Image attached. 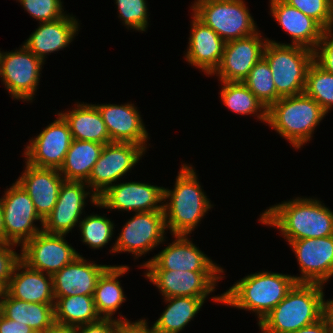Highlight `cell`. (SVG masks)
Here are the masks:
<instances>
[{"mask_svg": "<svg viewBox=\"0 0 333 333\" xmlns=\"http://www.w3.org/2000/svg\"><path fill=\"white\" fill-rule=\"evenodd\" d=\"M333 29L325 30L314 52V61L333 75Z\"/></svg>", "mask_w": 333, "mask_h": 333, "instance_id": "obj_40", "label": "cell"}, {"mask_svg": "<svg viewBox=\"0 0 333 333\" xmlns=\"http://www.w3.org/2000/svg\"><path fill=\"white\" fill-rule=\"evenodd\" d=\"M323 108L310 96L301 93L281 97L267 109V123L295 149L310 141L315 127L326 116Z\"/></svg>", "mask_w": 333, "mask_h": 333, "instance_id": "obj_5", "label": "cell"}, {"mask_svg": "<svg viewBox=\"0 0 333 333\" xmlns=\"http://www.w3.org/2000/svg\"><path fill=\"white\" fill-rule=\"evenodd\" d=\"M304 93L328 113L333 107V75L313 61L307 71Z\"/></svg>", "mask_w": 333, "mask_h": 333, "instance_id": "obj_35", "label": "cell"}, {"mask_svg": "<svg viewBox=\"0 0 333 333\" xmlns=\"http://www.w3.org/2000/svg\"><path fill=\"white\" fill-rule=\"evenodd\" d=\"M224 271L147 270L145 276L164 298L186 296L207 298Z\"/></svg>", "mask_w": 333, "mask_h": 333, "instance_id": "obj_13", "label": "cell"}, {"mask_svg": "<svg viewBox=\"0 0 333 333\" xmlns=\"http://www.w3.org/2000/svg\"><path fill=\"white\" fill-rule=\"evenodd\" d=\"M44 274L29 268L20 260L13 269L5 291L11 297L27 303H55L52 276Z\"/></svg>", "mask_w": 333, "mask_h": 333, "instance_id": "obj_26", "label": "cell"}, {"mask_svg": "<svg viewBox=\"0 0 333 333\" xmlns=\"http://www.w3.org/2000/svg\"><path fill=\"white\" fill-rule=\"evenodd\" d=\"M0 333H36L30 326L4 317L0 313Z\"/></svg>", "mask_w": 333, "mask_h": 333, "instance_id": "obj_44", "label": "cell"}, {"mask_svg": "<svg viewBox=\"0 0 333 333\" xmlns=\"http://www.w3.org/2000/svg\"><path fill=\"white\" fill-rule=\"evenodd\" d=\"M110 265H98L79 255L52 275L54 297L94 295L101 274Z\"/></svg>", "mask_w": 333, "mask_h": 333, "instance_id": "obj_22", "label": "cell"}, {"mask_svg": "<svg viewBox=\"0 0 333 333\" xmlns=\"http://www.w3.org/2000/svg\"><path fill=\"white\" fill-rule=\"evenodd\" d=\"M174 237L176 239L172 244L170 243L141 267L148 270L223 271L188 240V235H174Z\"/></svg>", "mask_w": 333, "mask_h": 333, "instance_id": "obj_19", "label": "cell"}, {"mask_svg": "<svg viewBox=\"0 0 333 333\" xmlns=\"http://www.w3.org/2000/svg\"><path fill=\"white\" fill-rule=\"evenodd\" d=\"M205 300L186 296L164 298L169 304L153 324L154 330L156 333H179L194 319Z\"/></svg>", "mask_w": 333, "mask_h": 333, "instance_id": "obj_31", "label": "cell"}, {"mask_svg": "<svg viewBox=\"0 0 333 333\" xmlns=\"http://www.w3.org/2000/svg\"><path fill=\"white\" fill-rule=\"evenodd\" d=\"M328 5H329L330 12L333 16V0H328Z\"/></svg>", "mask_w": 333, "mask_h": 333, "instance_id": "obj_49", "label": "cell"}, {"mask_svg": "<svg viewBox=\"0 0 333 333\" xmlns=\"http://www.w3.org/2000/svg\"><path fill=\"white\" fill-rule=\"evenodd\" d=\"M262 224L279 228L287 242L333 235V211L320 200L296 197L266 209Z\"/></svg>", "mask_w": 333, "mask_h": 333, "instance_id": "obj_1", "label": "cell"}, {"mask_svg": "<svg viewBox=\"0 0 333 333\" xmlns=\"http://www.w3.org/2000/svg\"><path fill=\"white\" fill-rule=\"evenodd\" d=\"M57 116L36 138L29 140L23 153L27 160L25 163L55 169L63 165L73 138L67 122L59 113Z\"/></svg>", "mask_w": 333, "mask_h": 333, "instance_id": "obj_15", "label": "cell"}, {"mask_svg": "<svg viewBox=\"0 0 333 333\" xmlns=\"http://www.w3.org/2000/svg\"><path fill=\"white\" fill-rule=\"evenodd\" d=\"M82 242L94 249L103 248L114 234V223L105 216L88 215L79 224Z\"/></svg>", "mask_w": 333, "mask_h": 333, "instance_id": "obj_36", "label": "cell"}, {"mask_svg": "<svg viewBox=\"0 0 333 333\" xmlns=\"http://www.w3.org/2000/svg\"><path fill=\"white\" fill-rule=\"evenodd\" d=\"M263 57L270 66L276 91L281 97L304 93L307 71L314 61L312 50L268 39Z\"/></svg>", "mask_w": 333, "mask_h": 333, "instance_id": "obj_6", "label": "cell"}, {"mask_svg": "<svg viewBox=\"0 0 333 333\" xmlns=\"http://www.w3.org/2000/svg\"><path fill=\"white\" fill-rule=\"evenodd\" d=\"M5 288L0 284V302L2 300V296L4 294Z\"/></svg>", "mask_w": 333, "mask_h": 333, "instance_id": "obj_50", "label": "cell"}, {"mask_svg": "<svg viewBox=\"0 0 333 333\" xmlns=\"http://www.w3.org/2000/svg\"><path fill=\"white\" fill-rule=\"evenodd\" d=\"M24 9L40 22H51L65 16L61 0H18Z\"/></svg>", "mask_w": 333, "mask_h": 333, "instance_id": "obj_38", "label": "cell"}, {"mask_svg": "<svg viewBox=\"0 0 333 333\" xmlns=\"http://www.w3.org/2000/svg\"><path fill=\"white\" fill-rule=\"evenodd\" d=\"M144 153L145 149L135 143L111 142L105 144L86 184L98 197L109 186L113 185V182L132 170Z\"/></svg>", "mask_w": 333, "mask_h": 333, "instance_id": "obj_9", "label": "cell"}, {"mask_svg": "<svg viewBox=\"0 0 333 333\" xmlns=\"http://www.w3.org/2000/svg\"><path fill=\"white\" fill-rule=\"evenodd\" d=\"M241 39L225 42L219 66L211 75L219 76L220 81L242 82L254 65L262 58L267 39L260 33Z\"/></svg>", "mask_w": 333, "mask_h": 333, "instance_id": "obj_18", "label": "cell"}, {"mask_svg": "<svg viewBox=\"0 0 333 333\" xmlns=\"http://www.w3.org/2000/svg\"><path fill=\"white\" fill-rule=\"evenodd\" d=\"M324 315L328 318L330 326L333 328V299L325 301Z\"/></svg>", "mask_w": 333, "mask_h": 333, "instance_id": "obj_47", "label": "cell"}, {"mask_svg": "<svg viewBox=\"0 0 333 333\" xmlns=\"http://www.w3.org/2000/svg\"><path fill=\"white\" fill-rule=\"evenodd\" d=\"M144 319L132 322L127 318L115 319V333H156L154 327H148Z\"/></svg>", "mask_w": 333, "mask_h": 333, "instance_id": "obj_42", "label": "cell"}, {"mask_svg": "<svg viewBox=\"0 0 333 333\" xmlns=\"http://www.w3.org/2000/svg\"><path fill=\"white\" fill-rule=\"evenodd\" d=\"M0 243H5L4 217L0 198Z\"/></svg>", "mask_w": 333, "mask_h": 333, "instance_id": "obj_48", "label": "cell"}, {"mask_svg": "<svg viewBox=\"0 0 333 333\" xmlns=\"http://www.w3.org/2000/svg\"><path fill=\"white\" fill-rule=\"evenodd\" d=\"M87 188L89 186L86 182L64 180L56 205L43 221L41 229L50 234H68L81 221L80 216L88 195L92 204L97 203V197L94 193L85 191Z\"/></svg>", "mask_w": 333, "mask_h": 333, "instance_id": "obj_17", "label": "cell"}, {"mask_svg": "<svg viewBox=\"0 0 333 333\" xmlns=\"http://www.w3.org/2000/svg\"><path fill=\"white\" fill-rule=\"evenodd\" d=\"M39 23L40 26L23 44L43 62L49 53L67 47L79 28L78 21L68 14L55 21Z\"/></svg>", "mask_w": 333, "mask_h": 333, "instance_id": "obj_25", "label": "cell"}, {"mask_svg": "<svg viewBox=\"0 0 333 333\" xmlns=\"http://www.w3.org/2000/svg\"><path fill=\"white\" fill-rule=\"evenodd\" d=\"M16 244L0 243V284L6 288L15 265L20 261V254L14 251Z\"/></svg>", "mask_w": 333, "mask_h": 333, "instance_id": "obj_41", "label": "cell"}, {"mask_svg": "<svg viewBox=\"0 0 333 333\" xmlns=\"http://www.w3.org/2000/svg\"><path fill=\"white\" fill-rule=\"evenodd\" d=\"M54 305L55 303H27L4 291L0 313L8 319L30 326L36 333H43L55 322Z\"/></svg>", "mask_w": 333, "mask_h": 333, "instance_id": "obj_28", "label": "cell"}, {"mask_svg": "<svg viewBox=\"0 0 333 333\" xmlns=\"http://www.w3.org/2000/svg\"><path fill=\"white\" fill-rule=\"evenodd\" d=\"M134 215L124 224L110 252H129L138 258L164 242L167 229L164 211L139 212Z\"/></svg>", "mask_w": 333, "mask_h": 333, "instance_id": "obj_11", "label": "cell"}, {"mask_svg": "<svg viewBox=\"0 0 333 333\" xmlns=\"http://www.w3.org/2000/svg\"><path fill=\"white\" fill-rule=\"evenodd\" d=\"M43 333H76V327L54 322Z\"/></svg>", "mask_w": 333, "mask_h": 333, "instance_id": "obj_46", "label": "cell"}, {"mask_svg": "<svg viewBox=\"0 0 333 333\" xmlns=\"http://www.w3.org/2000/svg\"><path fill=\"white\" fill-rule=\"evenodd\" d=\"M185 59L191 65L211 75L219 66L225 41L194 14Z\"/></svg>", "mask_w": 333, "mask_h": 333, "instance_id": "obj_23", "label": "cell"}, {"mask_svg": "<svg viewBox=\"0 0 333 333\" xmlns=\"http://www.w3.org/2000/svg\"><path fill=\"white\" fill-rule=\"evenodd\" d=\"M64 237L40 231L21 245L20 260L29 268L52 276L80 255Z\"/></svg>", "mask_w": 333, "mask_h": 333, "instance_id": "obj_12", "label": "cell"}, {"mask_svg": "<svg viewBox=\"0 0 333 333\" xmlns=\"http://www.w3.org/2000/svg\"><path fill=\"white\" fill-rule=\"evenodd\" d=\"M323 285L295 283L285 298L273 308L258 326L262 333H291L309 326L324 316Z\"/></svg>", "mask_w": 333, "mask_h": 333, "instance_id": "obj_2", "label": "cell"}, {"mask_svg": "<svg viewBox=\"0 0 333 333\" xmlns=\"http://www.w3.org/2000/svg\"><path fill=\"white\" fill-rule=\"evenodd\" d=\"M330 329H331V326H330L329 320L324 315L317 322H315L309 326L302 327L291 333H329Z\"/></svg>", "mask_w": 333, "mask_h": 333, "instance_id": "obj_45", "label": "cell"}, {"mask_svg": "<svg viewBox=\"0 0 333 333\" xmlns=\"http://www.w3.org/2000/svg\"><path fill=\"white\" fill-rule=\"evenodd\" d=\"M297 258L302 275L296 283L324 285L333 276V235L294 240L289 243Z\"/></svg>", "mask_w": 333, "mask_h": 333, "instance_id": "obj_16", "label": "cell"}, {"mask_svg": "<svg viewBox=\"0 0 333 333\" xmlns=\"http://www.w3.org/2000/svg\"><path fill=\"white\" fill-rule=\"evenodd\" d=\"M272 17L292 38L291 45L315 50L325 29L312 17L283 0H270Z\"/></svg>", "mask_w": 333, "mask_h": 333, "instance_id": "obj_24", "label": "cell"}, {"mask_svg": "<svg viewBox=\"0 0 333 333\" xmlns=\"http://www.w3.org/2000/svg\"><path fill=\"white\" fill-rule=\"evenodd\" d=\"M180 169L174 189L164 188V202L169 199L163 204L166 228L173 236L190 234L212 207L193 167L183 164Z\"/></svg>", "mask_w": 333, "mask_h": 333, "instance_id": "obj_4", "label": "cell"}, {"mask_svg": "<svg viewBox=\"0 0 333 333\" xmlns=\"http://www.w3.org/2000/svg\"><path fill=\"white\" fill-rule=\"evenodd\" d=\"M295 283L291 275L258 272L245 276L229 290L212 299L238 309L253 311L260 323L285 298Z\"/></svg>", "mask_w": 333, "mask_h": 333, "instance_id": "obj_3", "label": "cell"}, {"mask_svg": "<svg viewBox=\"0 0 333 333\" xmlns=\"http://www.w3.org/2000/svg\"><path fill=\"white\" fill-rule=\"evenodd\" d=\"M128 269L126 265H110L99 277L93 298L100 317L113 319L112 315L126 301L118 277L128 272Z\"/></svg>", "mask_w": 333, "mask_h": 333, "instance_id": "obj_30", "label": "cell"}, {"mask_svg": "<svg viewBox=\"0 0 333 333\" xmlns=\"http://www.w3.org/2000/svg\"><path fill=\"white\" fill-rule=\"evenodd\" d=\"M316 20L325 30L333 29V16L328 0H283Z\"/></svg>", "mask_w": 333, "mask_h": 333, "instance_id": "obj_39", "label": "cell"}, {"mask_svg": "<svg viewBox=\"0 0 333 333\" xmlns=\"http://www.w3.org/2000/svg\"><path fill=\"white\" fill-rule=\"evenodd\" d=\"M329 333H333V328L331 327V329H330V332Z\"/></svg>", "mask_w": 333, "mask_h": 333, "instance_id": "obj_51", "label": "cell"}, {"mask_svg": "<svg viewBox=\"0 0 333 333\" xmlns=\"http://www.w3.org/2000/svg\"><path fill=\"white\" fill-rule=\"evenodd\" d=\"M72 111L59 114L67 122L72 138L93 141L100 144L111 143L107 127L95 104H76Z\"/></svg>", "mask_w": 333, "mask_h": 333, "instance_id": "obj_27", "label": "cell"}, {"mask_svg": "<svg viewBox=\"0 0 333 333\" xmlns=\"http://www.w3.org/2000/svg\"><path fill=\"white\" fill-rule=\"evenodd\" d=\"M107 127L111 142H130L145 150L148 132L134 104H95Z\"/></svg>", "mask_w": 333, "mask_h": 333, "instance_id": "obj_21", "label": "cell"}, {"mask_svg": "<svg viewBox=\"0 0 333 333\" xmlns=\"http://www.w3.org/2000/svg\"><path fill=\"white\" fill-rule=\"evenodd\" d=\"M44 62L24 44L15 52L0 51V77L13 99L32 101Z\"/></svg>", "mask_w": 333, "mask_h": 333, "instance_id": "obj_8", "label": "cell"}, {"mask_svg": "<svg viewBox=\"0 0 333 333\" xmlns=\"http://www.w3.org/2000/svg\"><path fill=\"white\" fill-rule=\"evenodd\" d=\"M1 204L5 243L23 245L42 231L33 223L39 220L43 227V220L37 214L31 197L17 181L6 189Z\"/></svg>", "mask_w": 333, "mask_h": 333, "instance_id": "obj_10", "label": "cell"}, {"mask_svg": "<svg viewBox=\"0 0 333 333\" xmlns=\"http://www.w3.org/2000/svg\"><path fill=\"white\" fill-rule=\"evenodd\" d=\"M55 322L78 327L100 320L93 295L55 297Z\"/></svg>", "mask_w": 333, "mask_h": 333, "instance_id": "obj_32", "label": "cell"}, {"mask_svg": "<svg viewBox=\"0 0 333 333\" xmlns=\"http://www.w3.org/2000/svg\"><path fill=\"white\" fill-rule=\"evenodd\" d=\"M64 179L55 168H39L26 163L19 185L28 193L39 217L44 221L58 200Z\"/></svg>", "mask_w": 333, "mask_h": 333, "instance_id": "obj_20", "label": "cell"}, {"mask_svg": "<svg viewBox=\"0 0 333 333\" xmlns=\"http://www.w3.org/2000/svg\"><path fill=\"white\" fill-rule=\"evenodd\" d=\"M192 11L225 42L256 33L257 26L243 0H196Z\"/></svg>", "mask_w": 333, "mask_h": 333, "instance_id": "obj_7", "label": "cell"}, {"mask_svg": "<svg viewBox=\"0 0 333 333\" xmlns=\"http://www.w3.org/2000/svg\"><path fill=\"white\" fill-rule=\"evenodd\" d=\"M242 82L267 109L281 98L276 91L270 66L263 56Z\"/></svg>", "mask_w": 333, "mask_h": 333, "instance_id": "obj_34", "label": "cell"}, {"mask_svg": "<svg viewBox=\"0 0 333 333\" xmlns=\"http://www.w3.org/2000/svg\"><path fill=\"white\" fill-rule=\"evenodd\" d=\"M162 201H164L163 187L132 181L109 186L97 197L95 206L139 213L163 211Z\"/></svg>", "mask_w": 333, "mask_h": 333, "instance_id": "obj_14", "label": "cell"}, {"mask_svg": "<svg viewBox=\"0 0 333 333\" xmlns=\"http://www.w3.org/2000/svg\"><path fill=\"white\" fill-rule=\"evenodd\" d=\"M119 17L129 29L145 31L148 27V8L146 0H116Z\"/></svg>", "mask_w": 333, "mask_h": 333, "instance_id": "obj_37", "label": "cell"}, {"mask_svg": "<svg viewBox=\"0 0 333 333\" xmlns=\"http://www.w3.org/2000/svg\"><path fill=\"white\" fill-rule=\"evenodd\" d=\"M221 82L220 96L227 108L240 115L256 114L261 122L267 123V108L243 82Z\"/></svg>", "mask_w": 333, "mask_h": 333, "instance_id": "obj_33", "label": "cell"}, {"mask_svg": "<svg viewBox=\"0 0 333 333\" xmlns=\"http://www.w3.org/2000/svg\"><path fill=\"white\" fill-rule=\"evenodd\" d=\"M104 144L73 139L59 172L64 180L87 182ZM64 175V176H63Z\"/></svg>", "mask_w": 333, "mask_h": 333, "instance_id": "obj_29", "label": "cell"}, {"mask_svg": "<svg viewBox=\"0 0 333 333\" xmlns=\"http://www.w3.org/2000/svg\"><path fill=\"white\" fill-rule=\"evenodd\" d=\"M76 333H115V319L100 320L76 327Z\"/></svg>", "mask_w": 333, "mask_h": 333, "instance_id": "obj_43", "label": "cell"}]
</instances>
